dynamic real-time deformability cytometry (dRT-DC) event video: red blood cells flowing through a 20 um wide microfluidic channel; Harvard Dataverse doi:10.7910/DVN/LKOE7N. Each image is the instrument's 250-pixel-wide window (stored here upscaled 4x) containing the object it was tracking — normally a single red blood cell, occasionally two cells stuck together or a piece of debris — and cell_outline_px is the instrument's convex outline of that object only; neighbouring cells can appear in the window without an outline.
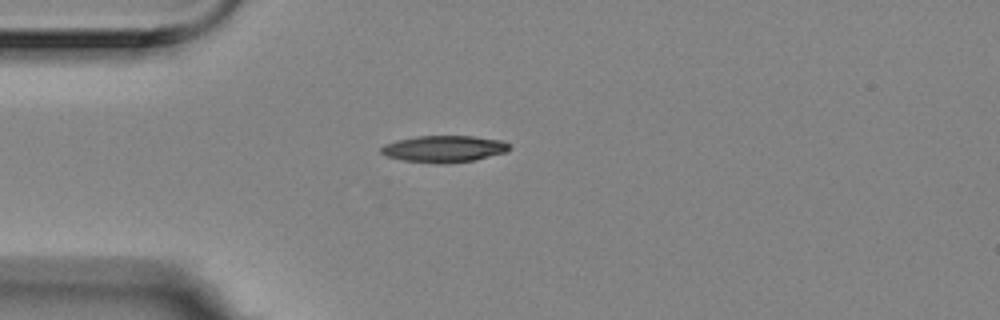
{"species": "Egyptian fruit bat (a non-hibernating species)", "species_latin": "Rousettus aegyptiacus", "temperature_condition": "room temperature", "stored_images_in_passage": 1, "camera_frame_rate_fps": 3000, "um_per_image_px": 0.085, "animal": {"sex": "female"}, "frame": {"image": 1, "passage_image": 1, "time_ms": 0.0, "image_size_px": [1000, 320], "cell_outline_px": [[512, 148], [508, 152], [476, 160], [448, 164], [436, 164], [404, 160], [388, 156], [380, 152], [380, 148], [388, 144], [400, 140], [420, 136], [472, 136], [504, 140]], "centroid_in_image_um": [37.85, 12.67], "position_along_channel_um": 47.2, "area_um2": 20.0}}